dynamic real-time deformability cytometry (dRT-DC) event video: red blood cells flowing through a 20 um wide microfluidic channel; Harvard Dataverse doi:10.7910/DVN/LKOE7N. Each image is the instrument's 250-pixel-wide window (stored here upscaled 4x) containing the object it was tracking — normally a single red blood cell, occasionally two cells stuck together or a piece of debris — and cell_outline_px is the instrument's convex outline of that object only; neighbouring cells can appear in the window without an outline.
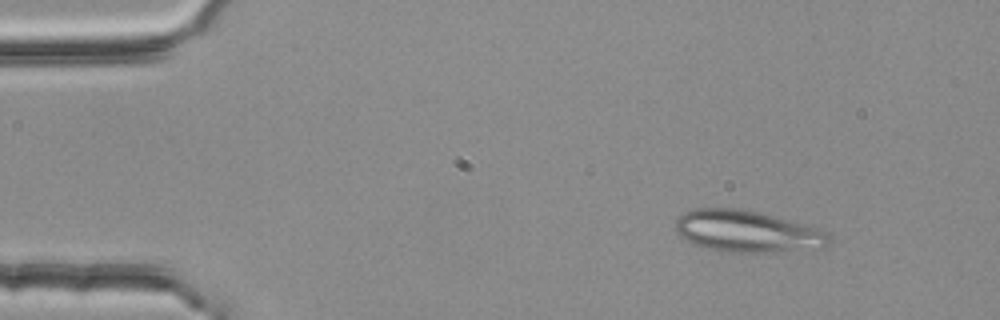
{"species": "common noctule bat (a hibernating species)", "species_latin": "Nyctalus noctula", "temperature_condition": "room temperature", "stored_images_in_passage": 3, "camera_frame_rate_fps": 3000, "um_per_image_px": 0.085, "animal": {"sex": "female", "body_mass_g": 25.1}, "frame": {"image": 1, "passage_image": 1, "time_ms": 0.0, "image_size_px": [1000, 320], "cell_outline_px": [[832, 244], [828, 248], [768, 252], [720, 252], [692, 244], [684, 240], [676, 232], [676, 220], [684, 212], [692, 208], [736, 208], [756, 212], [804, 224], [828, 232], [832, 240]], "centroid_in_image_um": [63.52, 19.69], "position_along_channel_um": 21.5, "area_um2": 37.63}}